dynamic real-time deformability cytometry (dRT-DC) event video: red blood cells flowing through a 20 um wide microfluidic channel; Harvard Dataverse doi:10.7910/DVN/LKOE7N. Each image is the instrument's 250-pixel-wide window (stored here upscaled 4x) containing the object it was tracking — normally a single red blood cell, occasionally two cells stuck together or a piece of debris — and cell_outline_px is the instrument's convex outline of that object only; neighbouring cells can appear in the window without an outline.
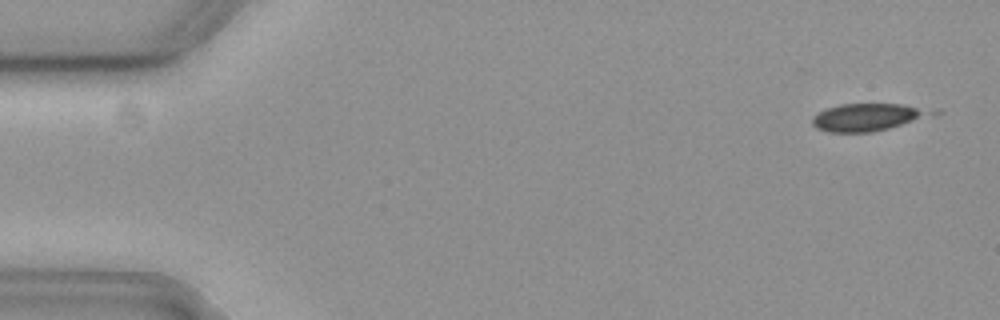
{"species": "common noctule bat (a hibernating species)", "species_latin": "Nyctalus noctula", "temperature_condition": "cold", "stored_images_in_passage": 7, "camera_frame_rate_fps": 3000, "um_per_image_px": 0.085, "animal": {"sex": "female", "body_mass_g": 19.3, "forearm_length_mm": 54.1}, "frame": {"image": 1, "passage_image": 3, "time_ms": 0.667, "image_size_px": [1000, 320], "cell_outline_px": [[924, 112], [912, 120], [888, 128], [872, 132], [828, 132], [816, 128], [812, 124], [812, 116], [828, 108], [840, 104], [904, 104], [916, 108]], "centroid_in_image_um": [73.41, 9.98], "position_along_channel_um": 11.6, "area_um2": 17.69}}